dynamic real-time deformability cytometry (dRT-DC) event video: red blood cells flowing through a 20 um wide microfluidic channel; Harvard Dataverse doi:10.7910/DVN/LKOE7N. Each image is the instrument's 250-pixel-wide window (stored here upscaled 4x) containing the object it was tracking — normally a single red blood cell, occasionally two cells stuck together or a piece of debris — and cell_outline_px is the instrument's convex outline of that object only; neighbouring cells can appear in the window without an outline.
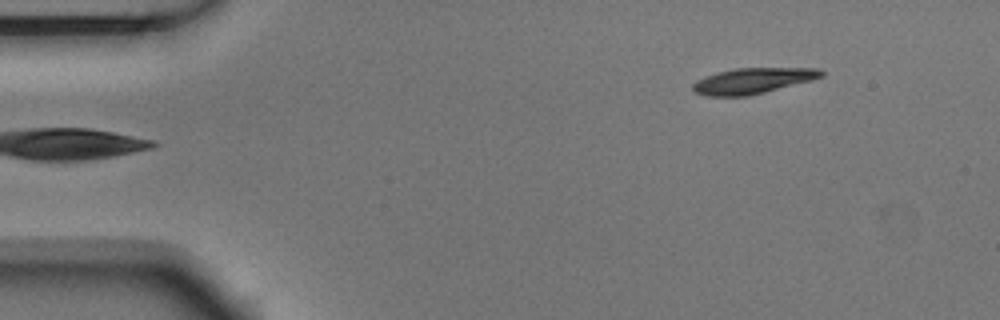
{"species": "Egyptian fruit bat (a non-hibernating species)", "species_latin": "Rousettus aegyptiacus", "temperature_condition": "room temperature", "stored_images_in_passage": 5, "segment_of_instrument_passage": [2, 2], "camera_frame_rate_fps": 3000, "um_per_image_px": 0.085, "animal": {"sex": "male"}, "frame": {"image": 1, "passage_image": 5, "time_ms": 1.333, "image_size_px": [1000, 320], "cell_outline_px": [[824, 76], [812, 80], [748, 96], [708, 96], [696, 92], [692, 88], [692, 84], [696, 80], [704, 76], [716, 72], [736, 68], [820, 68], [824, 72]], "centroid_in_image_um": [63.98, 6.86], "position_along_channel_um": 21.0, "area_um2": 19.25}}